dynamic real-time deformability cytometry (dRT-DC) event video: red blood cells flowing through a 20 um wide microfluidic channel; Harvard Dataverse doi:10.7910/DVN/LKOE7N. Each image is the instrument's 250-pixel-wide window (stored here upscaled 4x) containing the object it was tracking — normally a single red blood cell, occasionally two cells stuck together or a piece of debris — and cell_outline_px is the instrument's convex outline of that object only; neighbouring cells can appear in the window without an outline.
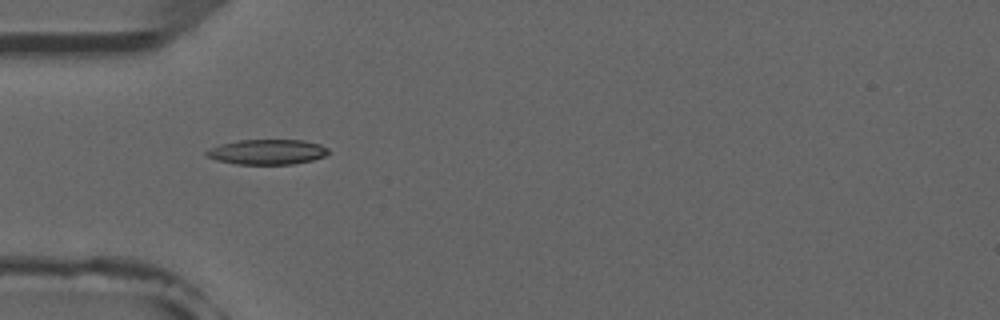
{"species": "common noctule bat (a hibernating species)", "species_latin": "Nyctalus noctula", "temperature_condition": "room temperature", "stored_images_in_passage": 2, "camera_frame_rate_fps": 3000, "um_per_image_px": 0.085, "animal": {"sex": "male", "forearm_length_mm": 52.5}, "frame": {"image": 1, "passage_image": 1, "time_ms": 0.0, "image_size_px": [1000, 320], "cell_outline_px": [[328, 152], [324, 156], [312, 160], [292, 164], [236, 164], [216, 160], [204, 156], [204, 152], [220, 144], [240, 140], [304, 140], [320, 144], [328, 148]], "centroid_in_image_um": [22.69, 12.91], "position_along_channel_um": 62.3, "area_um2": 17.8}}
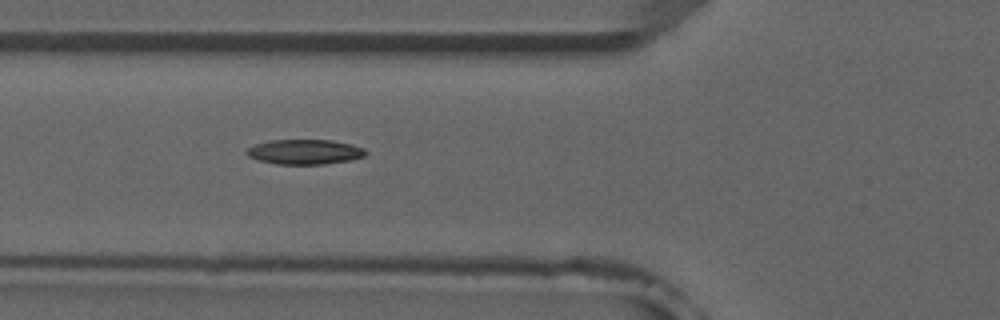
{"frame": {"image": 2, "passage_image": 2, "time_ms": 1.0, "image_size_px": [1000, 320], "cell_outline_px": [[368, 152], [364, 156], [348, 160], [324, 164], [276, 164], [260, 160], [248, 156], [244, 152], [248, 148], [256, 144], [272, 140], [332, 140], [364, 148]], "centroid_in_image_um": [25.89, 12.91], "position_along_channel_um": 99.9, "area_um2": 17.05}}